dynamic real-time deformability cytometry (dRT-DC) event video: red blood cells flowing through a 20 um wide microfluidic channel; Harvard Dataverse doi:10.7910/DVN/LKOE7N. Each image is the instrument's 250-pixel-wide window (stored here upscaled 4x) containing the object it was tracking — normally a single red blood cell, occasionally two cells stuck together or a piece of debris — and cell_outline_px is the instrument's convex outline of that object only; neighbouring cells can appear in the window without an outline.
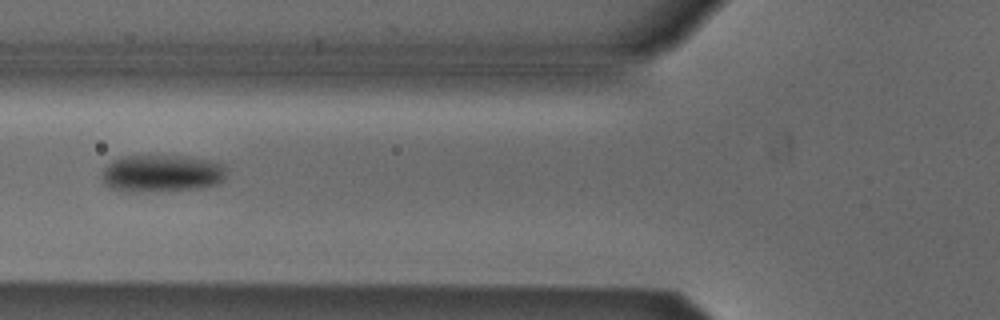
{"species": "Egyptian fruit bat (a non-hibernating species)", "species_latin": "Rousettus aegyptiacus", "temperature_condition": "cold", "stored_images_in_passage": 5, "camera_frame_rate_fps": 3000, "um_per_image_px": 0.085, "animal": {"sex": "male"}, "frame": {"image": 1, "passage_image": 4, "time_ms": 3.667, "image_size_px": [1000, 320], "cell_outline_px": [[224, 176], [216, 184], [200, 188], [128, 192], [112, 188], [104, 184], [100, 176], [100, 172], [112, 160], [120, 156], [184, 156], [212, 160], [224, 164]], "centroid_in_image_um": [13.68, 14.72], "position_along_channel_um": 112.1, "area_um2": 26.99}}
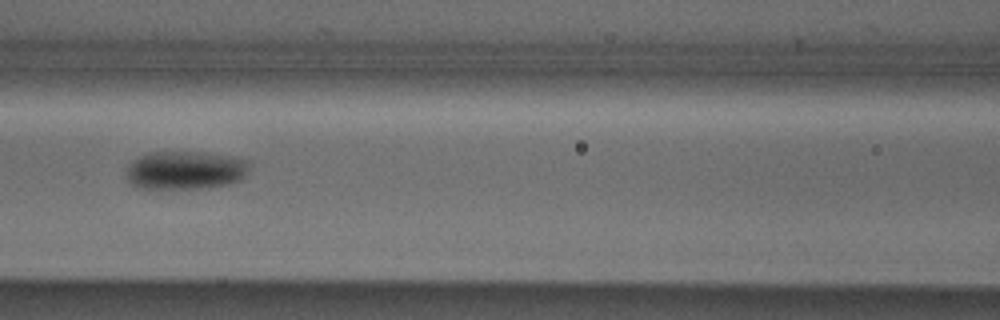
{"frame": {"image": 2, "passage_image": 5, "time_ms": 4.667, "image_size_px": [1000, 320], "cell_outline_px": [[252, 164], [248, 172], [240, 180], [228, 184], [208, 188], [140, 188], [132, 184], [128, 180], [128, 164], [132, 160], [148, 152], [204, 152], [232, 156], [248, 160]], "centroid_in_image_um": [15.81, 14.46], "position_along_channel_um": 150.8, "area_um2": 27.74}}